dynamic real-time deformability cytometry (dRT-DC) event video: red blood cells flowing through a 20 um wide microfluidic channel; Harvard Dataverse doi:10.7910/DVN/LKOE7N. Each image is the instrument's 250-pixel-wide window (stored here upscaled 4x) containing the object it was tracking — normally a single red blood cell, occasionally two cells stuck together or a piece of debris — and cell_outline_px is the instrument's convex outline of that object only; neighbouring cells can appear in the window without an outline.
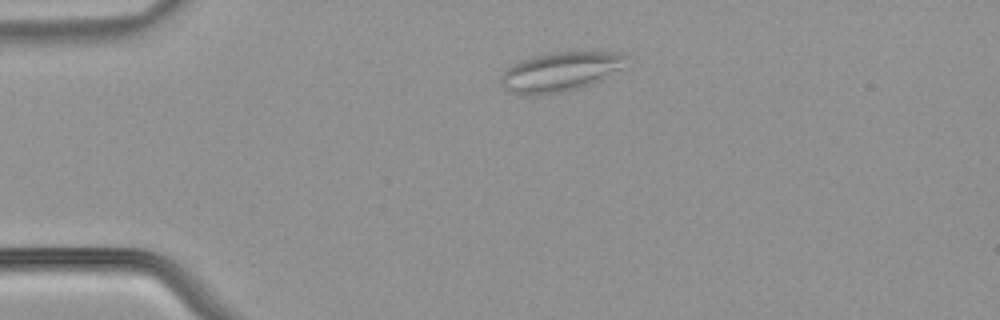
{"species": "common noctule bat (a hibernating species)", "species_latin": "Nyctalus noctula", "temperature_condition": "warm", "stored_images_in_passage": 42, "segment_of_instrument_passage": [1, 2], "camera_frame_rate_fps": 3000, "um_per_image_px": 0.085, "animal": {"sex": "male", "body_mass_g": 21.5, "forearm_length_mm": 52.0}, "frame": {"image": 1, "passage_image": 2, "time_ms": 0.333, "image_size_px": [1000, 320], "cell_outline_px": [[628, 56], [620, 68], [600, 80], [592, 84], [580, 88], [564, 92], [532, 96], [516, 96], [508, 92], [500, 84], [500, 76], [512, 64], [520, 60], [548, 52], [620, 52]], "centroid_in_image_um": [47.53, 6.13], "position_along_channel_um": 37.5, "area_um2": 29.07}}